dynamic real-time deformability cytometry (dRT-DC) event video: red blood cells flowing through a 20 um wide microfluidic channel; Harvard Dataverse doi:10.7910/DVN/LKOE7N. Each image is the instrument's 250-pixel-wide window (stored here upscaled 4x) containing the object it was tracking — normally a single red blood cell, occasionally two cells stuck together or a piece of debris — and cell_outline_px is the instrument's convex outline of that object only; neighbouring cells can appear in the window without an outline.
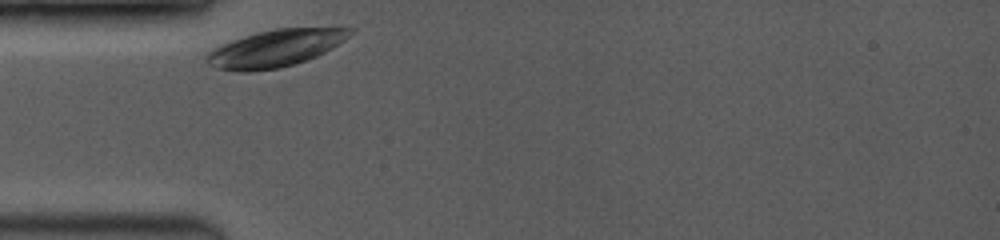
{"species": "common noctule bat (a hibernating species)", "species_latin": "Nyctalus noctula", "temperature_condition": "room temperature", "stored_images_in_passage": 7, "camera_frame_rate_fps": 3500, "um_per_image_px": 0.085, "animal": {"sex": "female", "body_mass_g": 19.0, "forearm_length_mm": 53.3}, "frame": {"image": 1, "passage_image": 1, "time_ms": 0.0, "image_size_px": [1000, 240], "cell_outline_px": [[356, 28], [344, 40], [332, 48], [316, 56], [280, 68], [252, 72], [240, 72], [216, 68], [208, 64], [204, 60], [204, 56], [212, 48], [232, 40], [256, 32], [276, 28], [348, 24]], "centroid_in_image_um": [23.49, 4.05], "position_along_channel_um": 61.5, "area_um2": 32.08}}
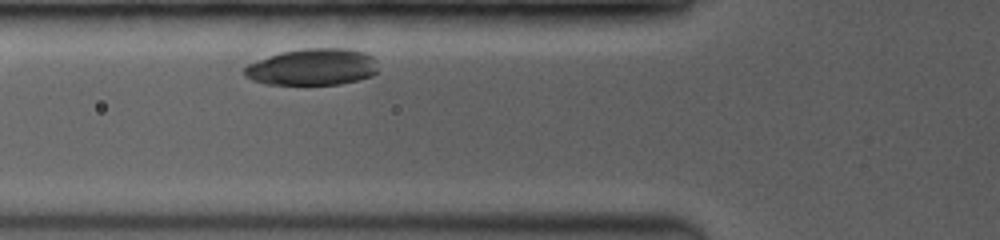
{"frame": {"image": 2, "passage_image": 4, "time_ms": 1.143, "image_size_px": [1000, 240], "cell_outline_px": [[376, 72], [372, 76], [360, 80], [340, 84], [264, 84], [252, 80], [244, 76], [244, 68], [248, 64], [280, 52], [304, 48], [348, 48], [364, 52], [372, 56], [376, 60]], "centroid_in_image_um": [26.57, 5.69], "position_along_channel_um": 99.2, "area_um2": 28.67}}